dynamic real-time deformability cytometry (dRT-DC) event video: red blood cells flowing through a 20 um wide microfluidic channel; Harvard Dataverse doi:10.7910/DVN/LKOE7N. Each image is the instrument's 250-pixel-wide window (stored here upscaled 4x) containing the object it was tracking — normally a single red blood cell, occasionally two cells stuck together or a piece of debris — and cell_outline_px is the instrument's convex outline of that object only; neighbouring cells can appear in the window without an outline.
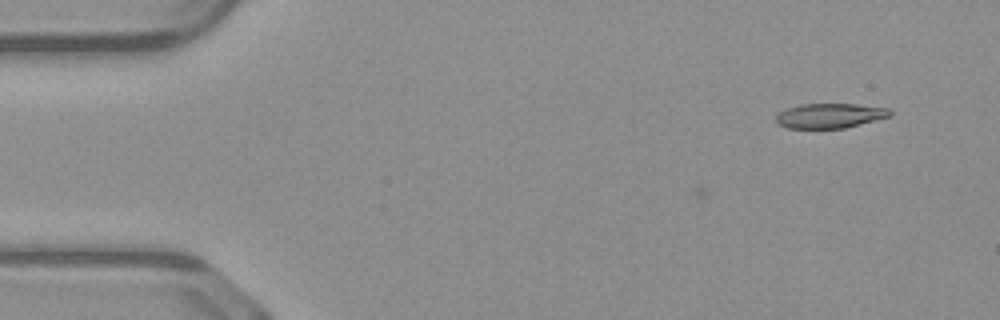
{"species": "common noctule bat (a hibernating species)", "species_latin": "Nyctalus noctula", "temperature_condition": "warm", "stored_images_in_passage": 8, "camera_frame_rate_fps": 3000, "um_per_image_px": 0.085, "animal": {"sex": "male", "body_mass_g": 23.1, "forearm_length_mm": 52.7}, "frame": {"image": 1, "passage_image": 8, "time_ms": 2.333, "image_size_px": [1000, 320], "cell_outline_px": [[892, 116], [844, 128], [788, 128], [776, 124], [776, 116], [780, 112], [788, 108], [800, 104], [856, 104], [888, 108], [892, 112]], "centroid_in_image_um": [70.54, 9.83], "position_along_channel_um": 14.5, "area_um2": 16.42}}